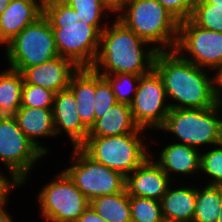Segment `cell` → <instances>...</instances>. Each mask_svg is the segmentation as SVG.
Instances as JSON below:
<instances>
[{"instance_id":"6da1fadb","label":"cell","mask_w":222,"mask_h":222,"mask_svg":"<svg viewBox=\"0 0 222 222\" xmlns=\"http://www.w3.org/2000/svg\"><path fill=\"white\" fill-rule=\"evenodd\" d=\"M154 69L163 80L171 109H206L217 105L211 71L185 60L176 50L158 51Z\"/></svg>"},{"instance_id":"7a4b0ae2","label":"cell","mask_w":222,"mask_h":222,"mask_svg":"<svg viewBox=\"0 0 222 222\" xmlns=\"http://www.w3.org/2000/svg\"><path fill=\"white\" fill-rule=\"evenodd\" d=\"M157 53L156 48L120 20L111 18L101 32L99 50L92 69L101 75L132 73L142 76L154 69Z\"/></svg>"},{"instance_id":"3957f363","label":"cell","mask_w":222,"mask_h":222,"mask_svg":"<svg viewBox=\"0 0 222 222\" xmlns=\"http://www.w3.org/2000/svg\"><path fill=\"white\" fill-rule=\"evenodd\" d=\"M43 15L49 21L59 56L71 60L78 68H92L101 32L107 25H89L63 0H44Z\"/></svg>"},{"instance_id":"277c9868","label":"cell","mask_w":222,"mask_h":222,"mask_svg":"<svg viewBox=\"0 0 222 222\" xmlns=\"http://www.w3.org/2000/svg\"><path fill=\"white\" fill-rule=\"evenodd\" d=\"M221 115L222 107L218 105L206 109L172 108L156 134L167 132L162 137L169 136L171 141L202 151L222 143Z\"/></svg>"},{"instance_id":"5b68a950","label":"cell","mask_w":222,"mask_h":222,"mask_svg":"<svg viewBox=\"0 0 222 222\" xmlns=\"http://www.w3.org/2000/svg\"><path fill=\"white\" fill-rule=\"evenodd\" d=\"M116 18L158 51L175 50L179 21L157 0H129Z\"/></svg>"},{"instance_id":"8992f818","label":"cell","mask_w":222,"mask_h":222,"mask_svg":"<svg viewBox=\"0 0 222 222\" xmlns=\"http://www.w3.org/2000/svg\"><path fill=\"white\" fill-rule=\"evenodd\" d=\"M147 133L133 132L106 137L87 136L79 148L95 162L116 170L126 177L150 156L151 143L147 140L151 137Z\"/></svg>"},{"instance_id":"52a82bcc","label":"cell","mask_w":222,"mask_h":222,"mask_svg":"<svg viewBox=\"0 0 222 222\" xmlns=\"http://www.w3.org/2000/svg\"><path fill=\"white\" fill-rule=\"evenodd\" d=\"M45 158L21 131L13 116H0V164L3 166L0 171L22 188Z\"/></svg>"},{"instance_id":"ba28073f","label":"cell","mask_w":222,"mask_h":222,"mask_svg":"<svg viewBox=\"0 0 222 222\" xmlns=\"http://www.w3.org/2000/svg\"><path fill=\"white\" fill-rule=\"evenodd\" d=\"M56 172L35 196L38 213L44 222H76L90 201L62 169Z\"/></svg>"},{"instance_id":"9c48e42d","label":"cell","mask_w":222,"mask_h":222,"mask_svg":"<svg viewBox=\"0 0 222 222\" xmlns=\"http://www.w3.org/2000/svg\"><path fill=\"white\" fill-rule=\"evenodd\" d=\"M2 50L9 65L5 66L20 72L59 56L52 27L44 15L26 26Z\"/></svg>"},{"instance_id":"30bf717a","label":"cell","mask_w":222,"mask_h":222,"mask_svg":"<svg viewBox=\"0 0 222 222\" xmlns=\"http://www.w3.org/2000/svg\"><path fill=\"white\" fill-rule=\"evenodd\" d=\"M71 149L67 160L70 163L63 171L89 201L125 190L126 177L122 173L95 162L80 148Z\"/></svg>"},{"instance_id":"8fae6325","label":"cell","mask_w":222,"mask_h":222,"mask_svg":"<svg viewBox=\"0 0 222 222\" xmlns=\"http://www.w3.org/2000/svg\"><path fill=\"white\" fill-rule=\"evenodd\" d=\"M130 109L139 128L157 131L164 124L171 107L163 80L155 69L140 76Z\"/></svg>"},{"instance_id":"7c38bea8","label":"cell","mask_w":222,"mask_h":222,"mask_svg":"<svg viewBox=\"0 0 222 222\" xmlns=\"http://www.w3.org/2000/svg\"><path fill=\"white\" fill-rule=\"evenodd\" d=\"M175 50L185 60L212 71L222 65V33L201 28L190 19L182 20Z\"/></svg>"},{"instance_id":"4fadbf2b","label":"cell","mask_w":222,"mask_h":222,"mask_svg":"<svg viewBox=\"0 0 222 222\" xmlns=\"http://www.w3.org/2000/svg\"><path fill=\"white\" fill-rule=\"evenodd\" d=\"M151 138L152 139L148 140L149 142L153 141V144H150V147L157 143L158 148L156 147V150L153 149V151L151 148L150 156L166 172L172 182L175 181L178 183L180 181L181 183H187L188 181H191L193 183L194 180L195 182L199 181L198 177L200 174L201 151L191 146L177 143L171 140L168 142V137H166V139L164 137V140L167 141L166 145L164 144L166 141L161 143L162 137L157 136V138H161L158 141L153 139L154 136H151ZM158 142H160V144Z\"/></svg>"},{"instance_id":"5bb4252c","label":"cell","mask_w":222,"mask_h":222,"mask_svg":"<svg viewBox=\"0 0 222 222\" xmlns=\"http://www.w3.org/2000/svg\"><path fill=\"white\" fill-rule=\"evenodd\" d=\"M56 138L65 135L70 147L79 148L86 140L89 129L81 122L75 96L67 88L55 94L52 107ZM60 135V136H59Z\"/></svg>"},{"instance_id":"9a60e30c","label":"cell","mask_w":222,"mask_h":222,"mask_svg":"<svg viewBox=\"0 0 222 222\" xmlns=\"http://www.w3.org/2000/svg\"><path fill=\"white\" fill-rule=\"evenodd\" d=\"M172 183L166 172L149 156L126 176L125 189L129 196L160 201Z\"/></svg>"},{"instance_id":"2e32d148","label":"cell","mask_w":222,"mask_h":222,"mask_svg":"<svg viewBox=\"0 0 222 222\" xmlns=\"http://www.w3.org/2000/svg\"><path fill=\"white\" fill-rule=\"evenodd\" d=\"M78 69L71 60L58 56L42 64L25 68L21 73L26 83L57 93L68 88L72 75Z\"/></svg>"},{"instance_id":"e0dca14e","label":"cell","mask_w":222,"mask_h":222,"mask_svg":"<svg viewBox=\"0 0 222 222\" xmlns=\"http://www.w3.org/2000/svg\"><path fill=\"white\" fill-rule=\"evenodd\" d=\"M44 0H13L0 14V49L43 15Z\"/></svg>"},{"instance_id":"ac0fdd59","label":"cell","mask_w":222,"mask_h":222,"mask_svg":"<svg viewBox=\"0 0 222 222\" xmlns=\"http://www.w3.org/2000/svg\"><path fill=\"white\" fill-rule=\"evenodd\" d=\"M13 117L26 137L40 152L49 157L51 150L48 144L46 146L41 140L56 138L52 108L20 107Z\"/></svg>"},{"instance_id":"d6986e66","label":"cell","mask_w":222,"mask_h":222,"mask_svg":"<svg viewBox=\"0 0 222 222\" xmlns=\"http://www.w3.org/2000/svg\"><path fill=\"white\" fill-rule=\"evenodd\" d=\"M68 88L75 96L81 122L90 130L95 123V70L79 68L72 75Z\"/></svg>"},{"instance_id":"ffe728a7","label":"cell","mask_w":222,"mask_h":222,"mask_svg":"<svg viewBox=\"0 0 222 222\" xmlns=\"http://www.w3.org/2000/svg\"><path fill=\"white\" fill-rule=\"evenodd\" d=\"M160 203L164 217L193 220L196 204L195 182L193 184L192 182H178V184L173 182L161 198Z\"/></svg>"},{"instance_id":"44dd1931","label":"cell","mask_w":222,"mask_h":222,"mask_svg":"<svg viewBox=\"0 0 222 222\" xmlns=\"http://www.w3.org/2000/svg\"><path fill=\"white\" fill-rule=\"evenodd\" d=\"M133 132H149L139 128L134 122L130 105L115 103L103 117L97 119L89 130L88 136L106 137Z\"/></svg>"},{"instance_id":"7402d4cb","label":"cell","mask_w":222,"mask_h":222,"mask_svg":"<svg viewBox=\"0 0 222 222\" xmlns=\"http://www.w3.org/2000/svg\"><path fill=\"white\" fill-rule=\"evenodd\" d=\"M23 84L20 71L9 67L0 71V116H13L21 107Z\"/></svg>"},{"instance_id":"603a6c76","label":"cell","mask_w":222,"mask_h":222,"mask_svg":"<svg viewBox=\"0 0 222 222\" xmlns=\"http://www.w3.org/2000/svg\"><path fill=\"white\" fill-rule=\"evenodd\" d=\"M90 207L106 222H131L130 196L126 189L90 200Z\"/></svg>"},{"instance_id":"cb8c5ba5","label":"cell","mask_w":222,"mask_h":222,"mask_svg":"<svg viewBox=\"0 0 222 222\" xmlns=\"http://www.w3.org/2000/svg\"><path fill=\"white\" fill-rule=\"evenodd\" d=\"M202 183L196 182L193 222H217L222 206V186Z\"/></svg>"},{"instance_id":"d4e9b609","label":"cell","mask_w":222,"mask_h":222,"mask_svg":"<svg viewBox=\"0 0 222 222\" xmlns=\"http://www.w3.org/2000/svg\"><path fill=\"white\" fill-rule=\"evenodd\" d=\"M198 178H205L203 184L222 186V143L201 151Z\"/></svg>"},{"instance_id":"484cf974","label":"cell","mask_w":222,"mask_h":222,"mask_svg":"<svg viewBox=\"0 0 222 222\" xmlns=\"http://www.w3.org/2000/svg\"><path fill=\"white\" fill-rule=\"evenodd\" d=\"M63 1L76 11V16L77 18H79V21H82L89 25H108V23L111 21L109 19L110 16L111 18H114V16H112L109 11L104 7L101 0Z\"/></svg>"},{"instance_id":"4316f807","label":"cell","mask_w":222,"mask_h":222,"mask_svg":"<svg viewBox=\"0 0 222 222\" xmlns=\"http://www.w3.org/2000/svg\"><path fill=\"white\" fill-rule=\"evenodd\" d=\"M102 76L111 85L117 102L128 105L132 103L141 75L119 73Z\"/></svg>"},{"instance_id":"83f0119b","label":"cell","mask_w":222,"mask_h":222,"mask_svg":"<svg viewBox=\"0 0 222 222\" xmlns=\"http://www.w3.org/2000/svg\"><path fill=\"white\" fill-rule=\"evenodd\" d=\"M190 20L201 28L222 33V5L195 3Z\"/></svg>"},{"instance_id":"f1b7e54d","label":"cell","mask_w":222,"mask_h":222,"mask_svg":"<svg viewBox=\"0 0 222 222\" xmlns=\"http://www.w3.org/2000/svg\"><path fill=\"white\" fill-rule=\"evenodd\" d=\"M131 222H161L160 201L138 196H130Z\"/></svg>"},{"instance_id":"f546056e","label":"cell","mask_w":222,"mask_h":222,"mask_svg":"<svg viewBox=\"0 0 222 222\" xmlns=\"http://www.w3.org/2000/svg\"><path fill=\"white\" fill-rule=\"evenodd\" d=\"M55 94L56 93L51 90L24 81L21 107L52 108Z\"/></svg>"},{"instance_id":"4dcf8cb0","label":"cell","mask_w":222,"mask_h":222,"mask_svg":"<svg viewBox=\"0 0 222 222\" xmlns=\"http://www.w3.org/2000/svg\"><path fill=\"white\" fill-rule=\"evenodd\" d=\"M115 103L117 101L111 85L101 74L95 71V121L103 117Z\"/></svg>"},{"instance_id":"1f68e13d","label":"cell","mask_w":222,"mask_h":222,"mask_svg":"<svg viewBox=\"0 0 222 222\" xmlns=\"http://www.w3.org/2000/svg\"><path fill=\"white\" fill-rule=\"evenodd\" d=\"M179 22L190 19L194 4L197 0H157Z\"/></svg>"},{"instance_id":"d6a6232c","label":"cell","mask_w":222,"mask_h":222,"mask_svg":"<svg viewBox=\"0 0 222 222\" xmlns=\"http://www.w3.org/2000/svg\"><path fill=\"white\" fill-rule=\"evenodd\" d=\"M211 73L213 96L216 104L222 107V65L215 67Z\"/></svg>"},{"instance_id":"836d02e7","label":"cell","mask_w":222,"mask_h":222,"mask_svg":"<svg viewBox=\"0 0 222 222\" xmlns=\"http://www.w3.org/2000/svg\"><path fill=\"white\" fill-rule=\"evenodd\" d=\"M15 189H20L16 184H14L4 172L0 171V204L6 200Z\"/></svg>"},{"instance_id":"e575fe53","label":"cell","mask_w":222,"mask_h":222,"mask_svg":"<svg viewBox=\"0 0 222 222\" xmlns=\"http://www.w3.org/2000/svg\"><path fill=\"white\" fill-rule=\"evenodd\" d=\"M129 0H101L109 13L116 18L125 8Z\"/></svg>"},{"instance_id":"d590c367","label":"cell","mask_w":222,"mask_h":222,"mask_svg":"<svg viewBox=\"0 0 222 222\" xmlns=\"http://www.w3.org/2000/svg\"><path fill=\"white\" fill-rule=\"evenodd\" d=\"M76 222H106L90 206L83 212Z\"/></svg>"},{"instance_id":"8d00e7d4","label":"cell","mask_w":222,"mask_h":222,"mask_svg":"<svg viewBox=\"0 0 222 222\" xmlns=\"http://www.w3.org/2000/svg\"><path fill=\"white\" fill-rule=\"evenodd\" d=\"M10 198H12L11 195L0 204V222H15L16 221L14 218L16 216L11 214L12 212H8L9 210L8 205L10 204L9 203Z\"/></svg>"},{"instance_id":"74e56055","label":"cell","mask_w":222,"mask_h":222,"mask_svg":"<svg viewBox=\"0 0 222 222\" xmlns=\"http://www.w3.org/2000/svg\"><path fill=\"white\" fill-rule=\"evenodd\" d=\"M161 222H193V220L173 219V218H167L163 216Z\"/></svg>"},{"instance_id":"f35d334b","label":"cell","mask_w":222,"mask_h":222,"mask_svg":"<svg viewBox=\"0 0 222 222\" xmlns=\"http://www.w3.org/2000/svg\"><path fill=\"white\" fill-rule=\"evenodd\" d=\"M195 3H211L216 5H222V0H197Z\"/></svg>"},{"instance_id":"ab89813d","label":"cell","mask_w":222,"mask_h":222,"mask_svg":"<svg viewBox=\"0 0 222 222\" xmlns=\"http://www.w3.org/2000/svg\"><path fill=\"white\" fill-rule=\"evenodd\" d=\"M10 1L8 0H0V14L7 8Z\"/></svg>"},{"instance_id":"60d3db41","label":"cell","mask_w":222,"mask_h":222,"mask_svg":"<svg viewBox=\"0 0 222 222\" xmlns=\"http://www.w3.org/2000/svg\"><path fill=\"white\" fill-rule=\"evenodd\" d=\"M217 222H222V206H221V209H220V215L217 219Z\"/></svg>"}]
</instances>
